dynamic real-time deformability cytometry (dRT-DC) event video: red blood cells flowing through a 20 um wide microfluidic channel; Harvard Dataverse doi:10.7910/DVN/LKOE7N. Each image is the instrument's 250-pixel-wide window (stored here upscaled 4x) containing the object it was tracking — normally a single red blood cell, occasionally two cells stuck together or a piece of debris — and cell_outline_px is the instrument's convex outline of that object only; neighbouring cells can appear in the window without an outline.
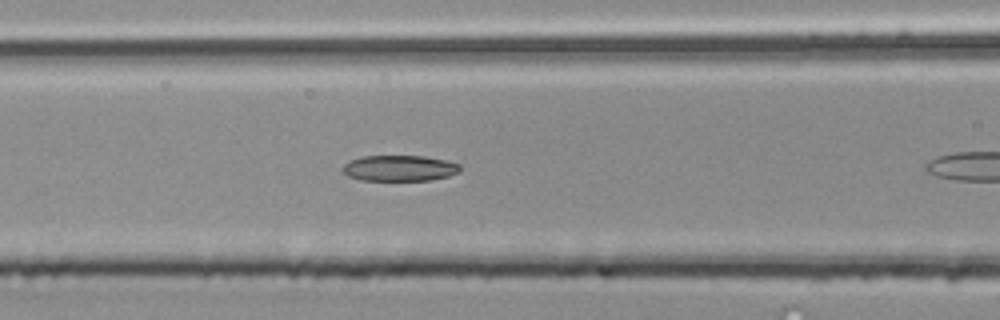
{"species": "common noctule bat (a hibernating species)", "species_latin": "Nyctalus noctula", "temperature_condition": "room temperature", "stored_images_in_passage": 11, "camera_frame_rate_fps": 3000, "um_per_image_px": 0.085, "animal": {"sex": "male", "body_mass_g": 20.4}, "frame": {"image": 1, "passage_image": 7, "time_ms": 2.0, "image_size_px": [1000, 320], "cell_outline_px": [[460, 172], [448, 176], [432, 180], [360, 180], [348, 176], [340, 168], [344, 164], [352, 160], [364, 156], [424, 156], [444, 160], [460, 164]], "centroid_in_image_um": [33.96, 14.3], "position_along_channel_um": 132.6, "area_um2": 17.63}}
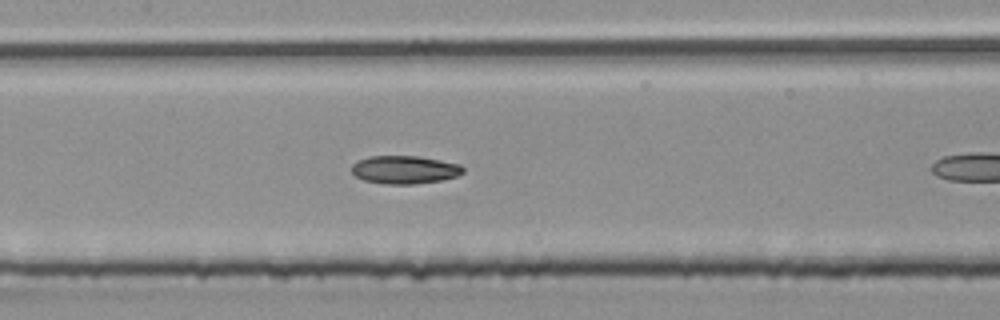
{"frame": {"image": 2, "passage_image": 10, "time_ms": 3.0, "image_size_px": [1000, 320], "cell_outline_px": [[464, 172], [456, 176], [440, 180], [416, 184], [384, 184], [364, 180], [356, 176], [352, 172], [352, 164], [356, 160], [368, 156], [420, 156], [460, 164], [464, 168]], "centroid_in_image_um": [34.37, 14.42], "position_along_channel_um": 173.0, "area_um2": 18.32}}